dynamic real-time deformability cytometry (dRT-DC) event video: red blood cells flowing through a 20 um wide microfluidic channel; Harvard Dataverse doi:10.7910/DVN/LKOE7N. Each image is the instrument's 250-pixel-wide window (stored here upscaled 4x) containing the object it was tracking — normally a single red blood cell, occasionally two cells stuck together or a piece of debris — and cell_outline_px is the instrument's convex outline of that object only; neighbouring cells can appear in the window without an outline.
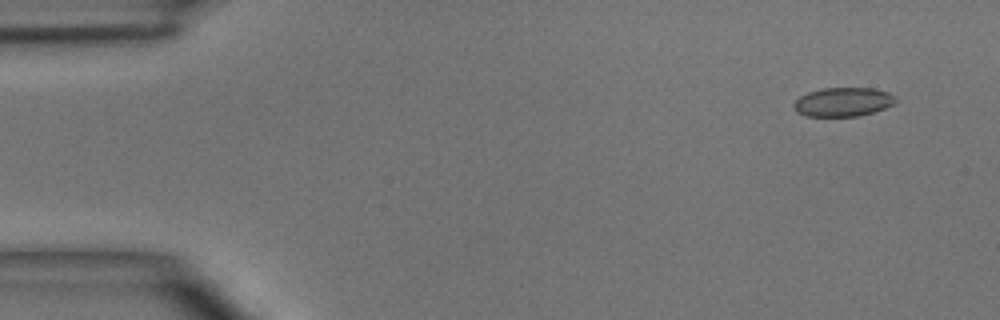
{"species": "common noctule bat (a hibernating species)", "species_latin": "Nyctalus noctula", "temperature_condition": "room temperature", "stored_images_in_passage": 4, "camera_frame_rate_fps": 3000, "um_per_image_px": 0.085, "animal": {"sex": "male", "body_mass_g": 15.6}, "frame": {"image": 1, "passage_image": 2, "time_ms": 1.0, "image_size_px": [1000, 320], "cell_outline_px": [[896, 100], [892, 104], [884, 108], [872, 112], [856, 116], [804, 116], [796, 112], [792, 104], [800, 96], [808, 92], [824, 88], [872, 88], [888, 92], [896, 96]], "centroid_in_image_um": [71.62, 8.66], "position_along_channel_um": 13.4, "area_um2": 17.11}}